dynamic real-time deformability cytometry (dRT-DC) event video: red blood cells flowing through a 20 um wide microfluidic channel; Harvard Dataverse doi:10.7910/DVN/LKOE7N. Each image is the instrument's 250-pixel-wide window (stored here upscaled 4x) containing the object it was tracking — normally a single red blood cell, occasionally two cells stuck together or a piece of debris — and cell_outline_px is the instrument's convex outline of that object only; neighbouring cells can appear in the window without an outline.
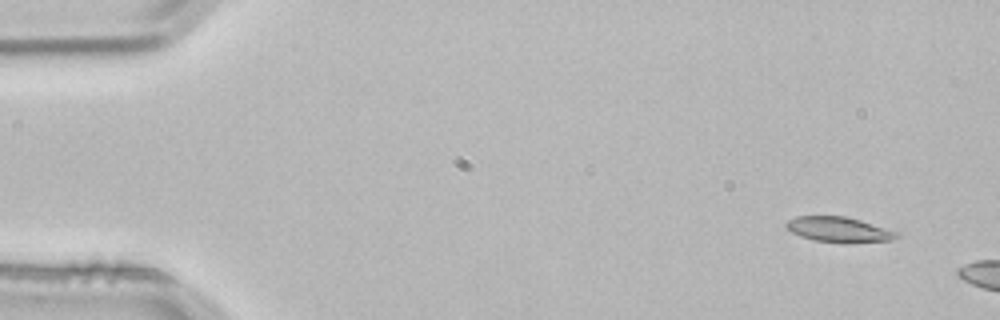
{"species": "common noctule bat (a hibernating species)", "species_latin": "Nyctalus noctula", "temperature_condition": "room temperature", "stored_images_in_passage": 4, "segment_of_instrument_passage": [2, 2], "camera_frame_rate_fps": 3000, "um_per_image_px": 0.085, "animal": {"sex": "male", "body_mass_g": 21.5, "forearm_length_mm": 52.0}, "frame": {"image": 1, "passage_image": 4, "time_ms": 1.0, "image_size_px": [1000, 320], "cell_outline_px": [[900, 236], [892, 240], [844, 244], [816, 240], [800, 236], [784, 228], [784, 224], [788, 220], [796, 216], [844, 216], [860, 220], [900, 232]], "centroid_in_image_um": [71.32, 19.52], "position_along_channel_um": 13.7, "area_um2": 16.53}}